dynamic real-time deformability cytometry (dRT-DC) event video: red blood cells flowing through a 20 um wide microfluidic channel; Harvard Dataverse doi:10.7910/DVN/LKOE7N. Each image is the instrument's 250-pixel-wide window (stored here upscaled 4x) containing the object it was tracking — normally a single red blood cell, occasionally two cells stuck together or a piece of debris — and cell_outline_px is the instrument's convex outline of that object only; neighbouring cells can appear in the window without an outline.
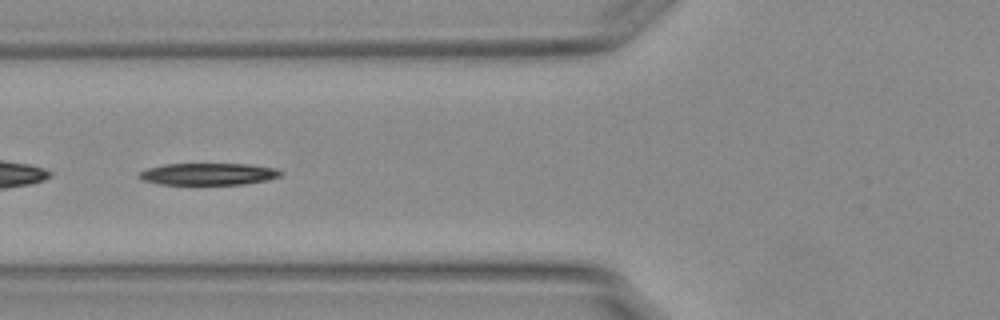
{"species": "Egyptian fruit bat (a non-hibernating species)", "species_latin": "Rousettus aegyptiacus", "temperature_condition": "warm", "stored_images_in_passage": 42, "camera_frame_rate_fps": 3000, "um_per_image_px": 0.085, "animal": {"sex": "female"}, "frame": {"image": 1, "passage_image": 9, "time_ms": 2.667, "image_size_px": [1000, 320], "cell_outline_px": [[284, 172], [280, 176], [268, 180], [244, 184], [160, 184], [144, 180], [136, 176], [140, 172], [148, 168], [164, 164], [248, 164], [276, 168]], "centroid_in_image_um": [17.74, 14.79], "position_along_channel_um": 108.1, "area_um2": 18.03}}
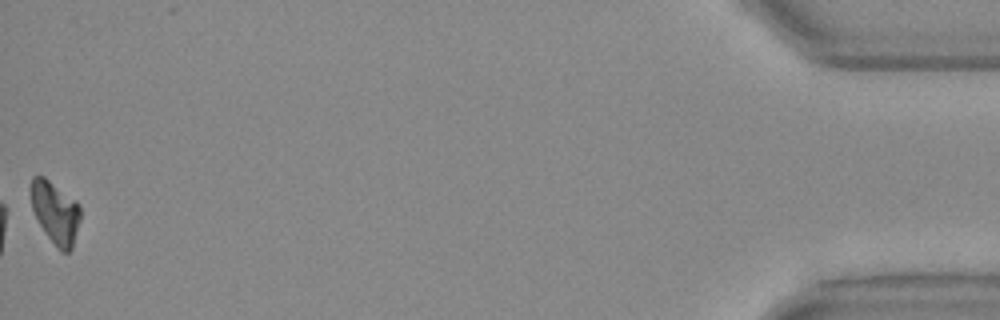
{"frame": {"image": 2, "passage_image": 42, "time_ms": 13.667, "image_size_px": [1000, 320], "cell_outline_px": [[80, 220], [72, 248], [68, 252], [60, 252], [56, 248], [40, 224], [32, 208], [28, 188], [32, 176], [44, 176], [76, 200], [80, 204]], "centroid_in_image_um": [4.68, 18.03], "position_along_channel_um": 430.5, "area_um2": 18.21}, "authors_computed_cell_mechanics": {"area_um2": 18.7561, "velocity_mm_per_s": 3.7798, "shape_relaxation_time_tau1_ms": 2.6472, "shape_relaxation_time_tau2_ms": null, "deformation_change_tau1": 0.1544, "deformation_change_tau2": null}}